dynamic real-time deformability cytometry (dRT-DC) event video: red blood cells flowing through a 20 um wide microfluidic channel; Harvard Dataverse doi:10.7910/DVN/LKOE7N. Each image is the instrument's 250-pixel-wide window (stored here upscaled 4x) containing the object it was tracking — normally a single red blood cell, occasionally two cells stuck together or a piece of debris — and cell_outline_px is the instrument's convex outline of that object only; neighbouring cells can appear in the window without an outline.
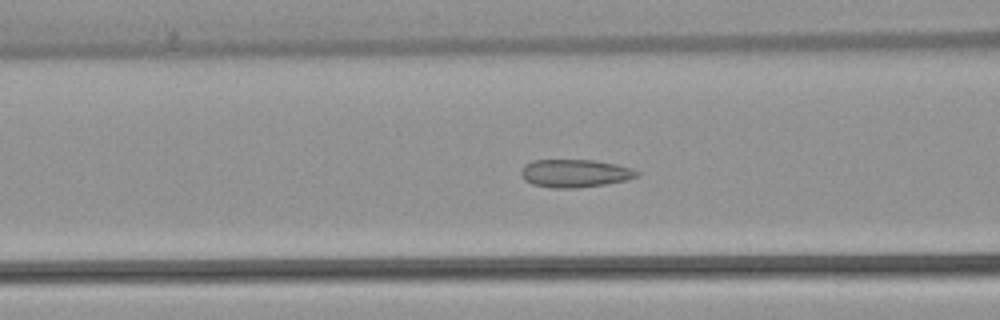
{"species": "common noctule bat (a hibernating species)", "species_latin": "Nyctalus noctula", "temperature_condition": "warm", "stored_images_in_passage": 45, "camera_frame_rate_fps": 3000, "um_per_image_px": 0.085, "animal": {"sex": "female", "body_mass_g": 22.7, "forearm_length_mm": 54.2}, "frame": {"image": 1, "passage_image": 20, "time_ms": 6.333, "image_size_px": [1000, 320], "cell_outline_px": [[640, 176], [628, 180], [604, 184], [576, 188], [552, 188], [532, 184], [524, 180], [520, 176], [520, 172], [524, 164], [532, 160], [592, 160], [616, 164], [632, 168], [640, 172]], "centroid_in_image_um": [48.86, 14.73], "position_along_channel_um": 117.7, "area_um2": 19.07}}
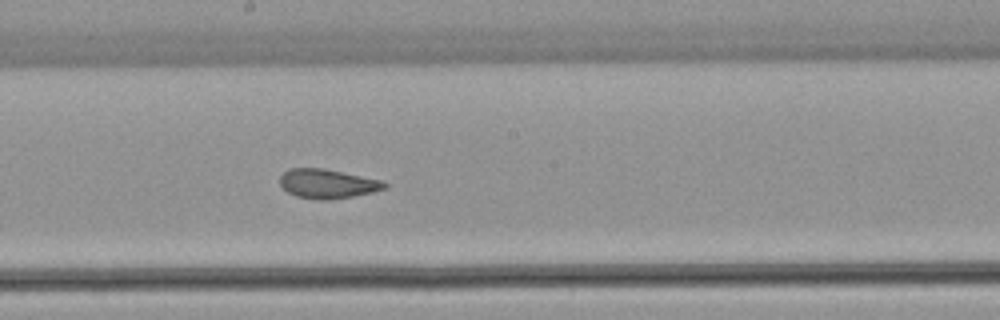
{"frame": {"image": 2, "passage_image": 28, "time_ms": 9.0, "image_size_px": [1000, 320], "cell_outline_px": [[388, 188], [372, 192], [332, 200], [320, 200], [296, 196], [288, 192], [280, 184], [280, 176], [288, 168], [324, 168], [380, 180], [388, 184]], "centroid_in_image_um": [27.83, 15.62], "position_along_channel_um": 220.4, "area_um2": 17.8}}
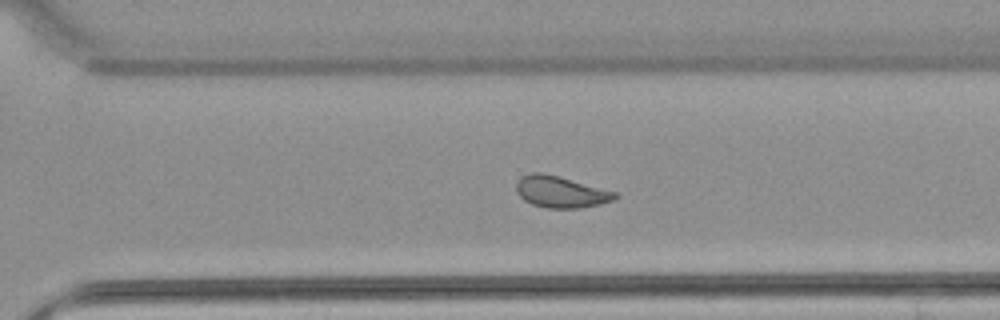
{"frame": {"image": 3, "passage_image": 36, "time_ms": 11.667, "image_size_px": [1000, 320], "cell_outline_px": [[620, 196], [612, 200], [600, 204], [580, 208], [544, 208], [532, 204], [524, 200], [516, 192], [516, 184], [520, 176], [532, 172], [544, 172], [560, 176], [616, 192]], "centroid_in_image_um": [47.64, 16.3], "position_along_channel_um": 323.0, "area_um2": 18.32}, "authors_computed_cell_mechanics": {"area_um2": 20.1144, "velocity_mm_per_s": 3.8581, "shape_relaxation_time_tau1_ms": null, "shape_relaxation_time_tau2_ms": 0.9124, "deformation_change_tau1": null, "deformation_change_tau2": 0.0557}}